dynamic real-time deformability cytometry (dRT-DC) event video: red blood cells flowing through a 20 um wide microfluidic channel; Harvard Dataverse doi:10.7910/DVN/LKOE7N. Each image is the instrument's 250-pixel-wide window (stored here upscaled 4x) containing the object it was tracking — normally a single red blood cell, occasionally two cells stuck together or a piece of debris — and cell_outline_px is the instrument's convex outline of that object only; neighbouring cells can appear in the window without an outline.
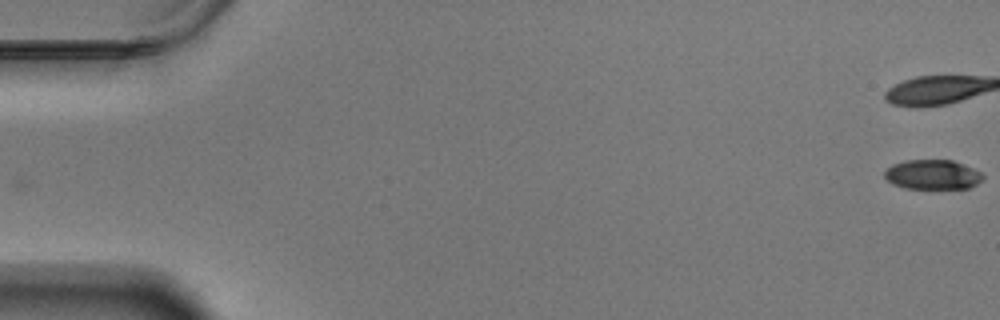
{"species": "Egyptian fruit bat (a non-hibernating species)", "species_latin": "Rousettus aegyptiacus", "temperature_condition": "warm", "stored_images_in_passage": 60, "camera_frame_rate_fps": 3000, "um_per_image_px": 0.085, "animal": {"sex": "male"}, "frame": {"image": 1, "passage_image": 1, "time_ms": 0.0, "image_size_px": [1000, 320], "cell_outline_px": [[984, 176], [976, 184], [968, 188], [904, 188], [892, 184], [884, 176], [884, 172], [892, 164], [904, 160], [952, 160], [972, 168], [980, 172]], "centroid_in_image_um": [79.23, 14.83], "position_along_channel_um": 5.8, "area_um2": 16.82}}